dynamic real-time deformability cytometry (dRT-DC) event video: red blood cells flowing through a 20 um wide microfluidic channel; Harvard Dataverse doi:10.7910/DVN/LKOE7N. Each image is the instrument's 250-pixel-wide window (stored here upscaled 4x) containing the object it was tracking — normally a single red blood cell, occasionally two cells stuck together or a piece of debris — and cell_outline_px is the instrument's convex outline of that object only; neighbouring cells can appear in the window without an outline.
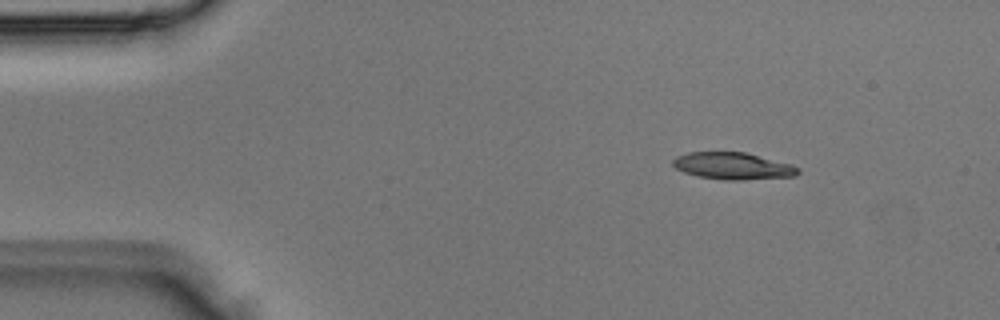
{"species": "Egyptian fruit bat (a non-hibernating species)", "species_latin": "Rousettus aegyptiacus", "temperature_condition": "room temperature", "stored_images_in_passage": 3, "camera_frame_rate_fps": 3000, "um_per_image_px": 0.085, "animal": {"sex": "male"}, "frame": {"image": 1, "passage_image": 1, "time_ms": 0.0, "image_size_px": [1000, 320], "cell_outline_px": [[800, 172], [796, 176], [740, 180], [724, 180], [696, 176], [684, 172], [676, 168], [672, 164], [672, 160], [676, 156], [688, 152], [744, 152], [792, 164], [800, 168]], "centroid_in_image_um": [62.3, 14.11], "position_along_channel_um": 22.7, "area_um2": 19.77}}
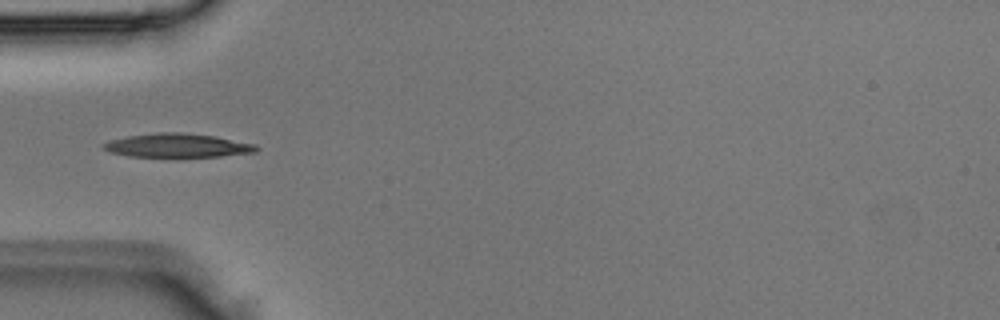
{"frame": {"image": 2, "passage_image": 3, "time_ms": 0.667, "image_size_px": [1000, 320], "cell_outline_px": [[260, 148], [256, 152], [220, 156], [128, 156], [112, 152], [100, 148], [100, 144], [108, 140], [128, 136], [156, 132], [180, 132], [216, 136], [256, 144]], "centroid_in_image_um": [15.06, 12.35], "position_along_channel_um": 69.9, "area_um2": 21.21}}